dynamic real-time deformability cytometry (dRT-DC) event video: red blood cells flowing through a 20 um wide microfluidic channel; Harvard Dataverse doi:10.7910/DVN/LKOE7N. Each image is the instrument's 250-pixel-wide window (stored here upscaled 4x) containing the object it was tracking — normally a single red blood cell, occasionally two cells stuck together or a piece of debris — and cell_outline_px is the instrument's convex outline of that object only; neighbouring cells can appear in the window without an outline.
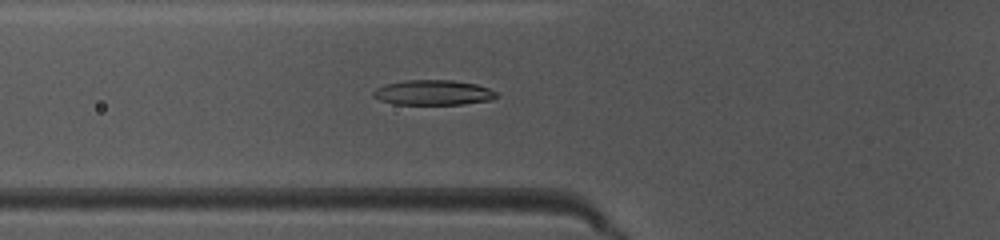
{"species": "common noctule bat (a hibernating species)", "species_latin": "Nyctalus noctula", "temperature_condition": "warm", "stored_images_in_passage": 50, "camera_frame_rate_fps": 3000, "um_per_image_px": 0.085, "animal": {"sex": "female", "body_mass_g": 10.0, "forearm_length_mm": 53.1}, "frame": {"image": 1, "passage_image": 19, "time_ms": 6.0, "image_size_px": [1000, 240], "cell_outline_px": [[500, 96], [492, 100], [464, 104], [392, 104], [380, 100], [372, 96], [372, 92], [376, 88], [384, 84], [408, 80], [452, 80], [476, 84], [488, 88], [496, 92]], "centroid_in_image_um": [36.82, 7.87], "position_along_channel_um": 89.0, "area_um2": 18.09}}
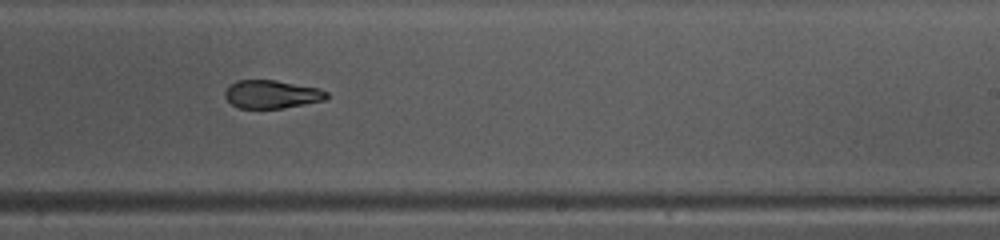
{"frame": {"image": 2, "passage_image": 32, "time_ms": 10.333, "image_size_px": [1000, 240], "cell_outline_px": [[328, 96], [324, 100], [284, 108], [240, 108], [232, 104], [224, 96], [224, 92], [236, 80], [276, 80], [320, 88], [328, 92]], "centroid_in_image_um": [23.12, 8.01], "position_along_channel_um": 265.9, "area_um2": 16.65}}
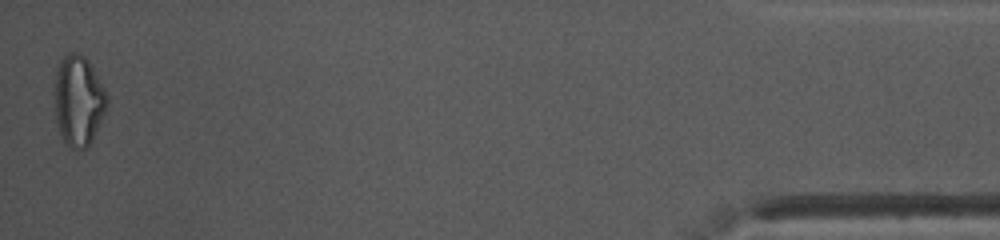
{"frame": {"image": 3, "passage_image": 50, "time_ms": 16.333, "image_size_px": [1000, 240], "cell_outline_px": [[108, 104], [88, 148], [80, 152], [64, 144], [56, 120], [56, 68], [60, 60], [68, 52], [76, 52], [84, 56], [88, 60], [108, 96]], "centroid_in_image_um": [6.67, 8.58], "position_along_channel_um": 428.5, "area_um2": 27.46}, "authors_computed_cell_mechanics": {"area_um2": 18.207, "velocity_mm_per_s": 4.0585, "shape_relaxation_time_tau1_ms": 4.6973, "shape_relaxation_time_tau2_ms": 3.2417, "deformation_change_tau1": 0.1565, "deformation_change_tau2": 0.0938}}